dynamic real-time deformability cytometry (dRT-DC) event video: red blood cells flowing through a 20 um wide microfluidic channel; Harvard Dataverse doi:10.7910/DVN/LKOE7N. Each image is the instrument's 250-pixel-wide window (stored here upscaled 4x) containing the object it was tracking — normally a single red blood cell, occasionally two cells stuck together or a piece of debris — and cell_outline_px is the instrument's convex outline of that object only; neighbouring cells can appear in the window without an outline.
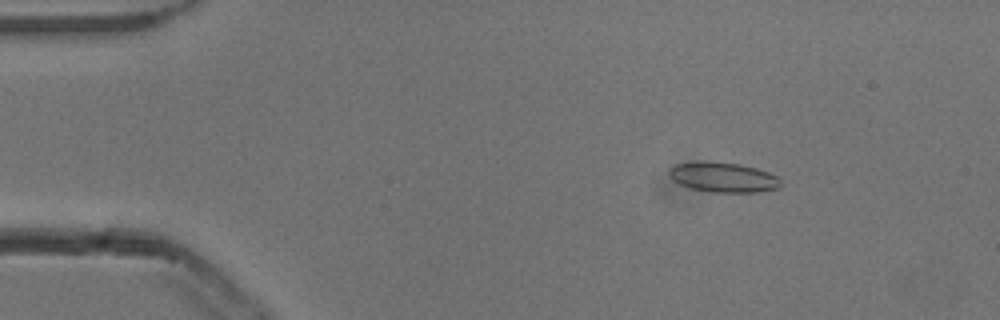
{"species": "common noctule bat (a hibernating species)", "species_latin": "Nyctalus noctula", "temperature_condition": "cold", "stored_images_in_passage": 52, "camera_frame_rate_fps": 3000, "um_per_image_px": 0.085, "animal": {"sex": "male", "body_mass_g": 13.3}, "frame": {"image": 1, "passage_image": 6, "time_ms": 1.667, "image_size_px": [1000, 320], "cell_outline_px": [[780, 188], [756, 192], [712, 192], [692, 188], [680, 184], [672, 180], [668, 176], [668, 168], [676, 164], [704, 160], [740, 164], [756, 168], [768, 172], [776, 176], [780, 180]], "centroid_in_image_um": [61.43, 15.05], "position_along_channel_um": 23.6, "area_um2": 19.59}}
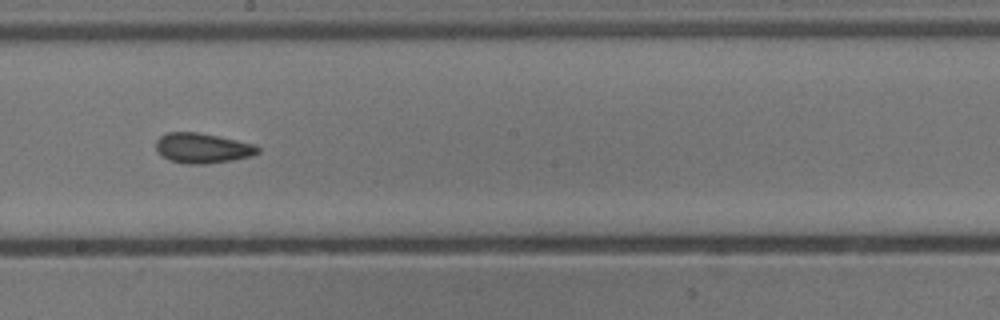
{"frame": {"image": 2, "passage_image": 28, "time_ms": 9.0, "image_size_px": [1000, 320], "cell_outline_px": [[260, 152], [252, 156], [232, 160], [204, 164], [184, 164], [168, 160], [156, 148], [156, 140], [160, 136], [168, 132], [196, 132], [256, 144], [260, 148]], "centroid_in_image_um": [17.23, 12.59], "position_along_channel_um": 231.0, "area_um2": 17.8}}
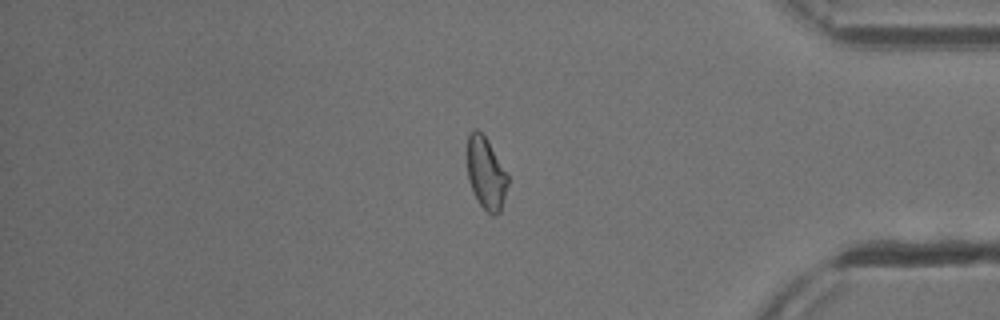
{"frame": {"image": 3, "passage_image": 43, "time_ms": 14.0, "image_size_px": [1000, 320], "cell_outline_px": [[508, 184], [500, 212], [496, 216], [492, 216], [480, 204], [472, 192], [468, 180], [468, 132], [472, 128], [476, 128], [484, 136], [508, 176]], "centroid_in_image_um": [41.29, 14.76], "position_along_channel_um": 393.9, "area_um2": 16.76}, "authors_computed_cell_mechanics": {"area_um2": 17.7157, "velocity_mm_per_s": 3.8442, "shape_relaxation_time_tau1_ms": 6.6659, "shape_relaxation_time_tau2_ms": 2.6279, "deformation_change_tau1": 0.1489, "deformation_change_tau2": 0.0983}}